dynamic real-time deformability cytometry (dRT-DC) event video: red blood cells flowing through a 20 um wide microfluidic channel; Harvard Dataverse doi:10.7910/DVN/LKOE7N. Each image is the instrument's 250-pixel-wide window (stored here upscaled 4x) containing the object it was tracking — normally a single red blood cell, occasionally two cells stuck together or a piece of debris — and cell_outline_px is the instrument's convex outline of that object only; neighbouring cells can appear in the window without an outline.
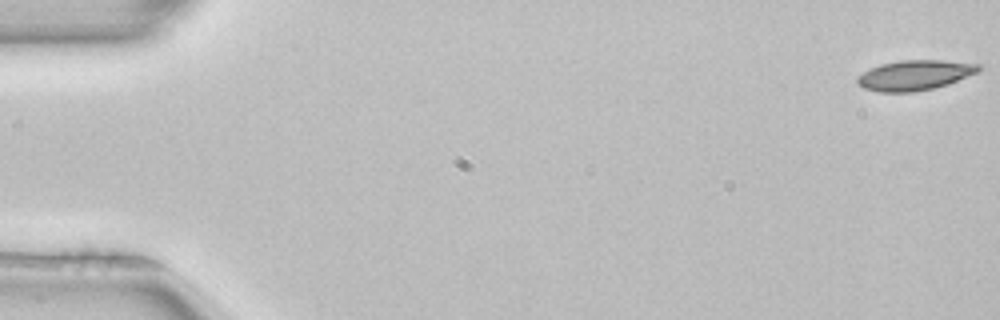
{"species": "common noctule bat (a hibernating species)", "species_latin": "Nyctalus noctula", "temperature_condition": "room temperature", "stored_images_in_passage": 52, "camera_frame_rate_fps": 3000, "um_per_image_px": 0.085, "animal": {"sex": "female", "body_mass_g": 22.7, "forearm_length_mm": 54.2}, "frame": {"image": 1, "passage_image": 1, "time_ms": 0.0, "image_size_px": [1000, 320], "cell_outline_px": [[984, 64], [980, 72], [948, 84], [932, 88], [912, 92], [876, 92], [864, 88], [856, 84], [856, 76], [880, 64], [900, 60], [940, 60]], "centroid_in_image_um": [77.78, 6.38], "position_along_channel_um": 7.2, "area_um2": 21.5}}
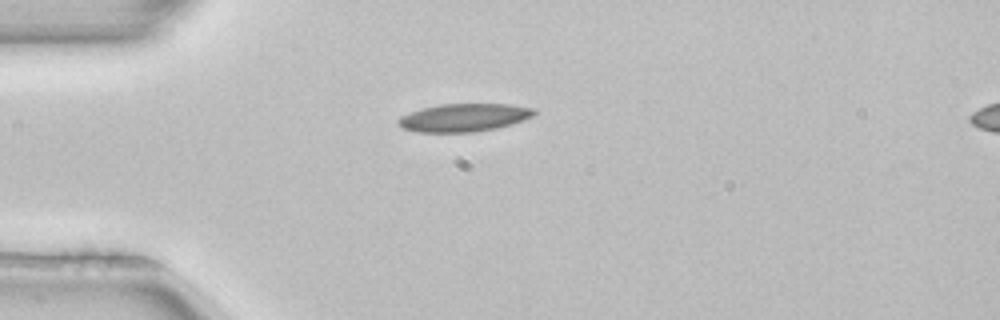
{"frame": {"image": 2, "passage_image": 14, "time_ms": 4.333, "image_size_px": [1000, 320], "cell_outline_px": [[536, 112], [532, 116], [524, 120], [496, 128], [476, 132], [416, 132], [404, 128], [396, 124], [396, 120], [400, 116], [420, 108], [440, 104], [508, 104], [536, 108]], "centroid_in_image_um": [39.41, 9.99], "position_along_channel_um": 45.6, "area_um2": 22.31}}
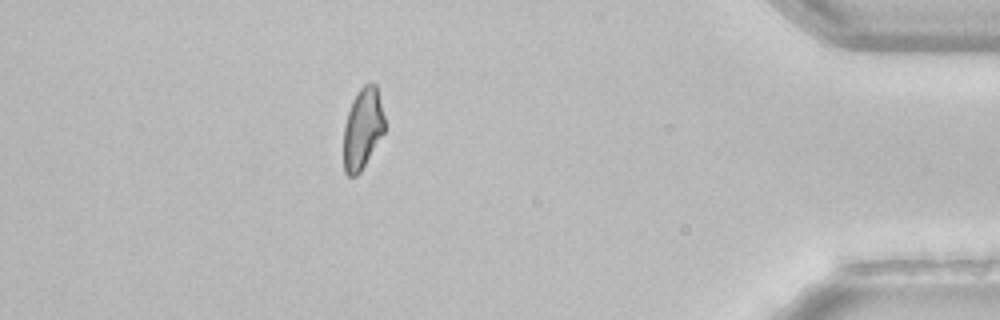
{"frame": {"image": 3, "passage_image": 46, "time_ms": 15.0, "image_size_px": [1000, 320], "cell_outline_px": [[384, 132], [360, 172], [356, 176], [348, 176], [344, 172], [344, 124], [352, 100], [360, 88], [364, 84], [376, 84], [384, 116]], "centroid_in_image_um": [30.81, 10.93], "position_along_channel_um": 404.4, "area_um2": 19.13}}